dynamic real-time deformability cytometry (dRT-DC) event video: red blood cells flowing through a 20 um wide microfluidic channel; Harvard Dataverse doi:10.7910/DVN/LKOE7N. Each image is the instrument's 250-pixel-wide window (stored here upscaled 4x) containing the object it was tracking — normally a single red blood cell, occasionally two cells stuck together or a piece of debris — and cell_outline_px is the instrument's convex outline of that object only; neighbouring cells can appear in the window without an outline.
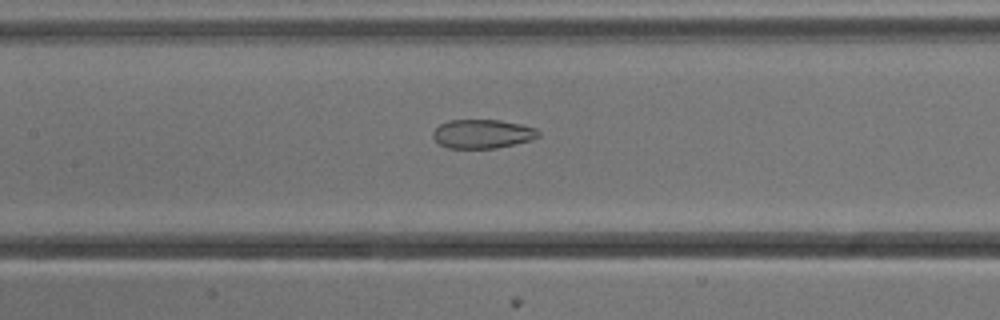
{"species": "common noctule bat (a hibernating species)", "species_latin": "Nyctalus noctula", "temperature_condition": "cold", "stored_images_in_passage": 54, "camera_frame_rate_fps": 3000, "um_per_image_px": 0.085, "animal": {"sex": "male", "body_mass_g": 13.3}, "frame": {"image": 1, "passage_image": 25, "time_ms": 8.0, "image_size_px": [1000, 320], "cell_outline_px": [[540, 136], [532, 140], [496, 148], [448, 148], [440, 144], [432, 136], [432, 132], [440, 124], [448, 120], [500, 120], [520, 124], [536, 128], [540, 132]], "centroid_in_image_um": [41.02, 11.37], "position_along_channel_um": 166.4, "area_um2": 17.8}}
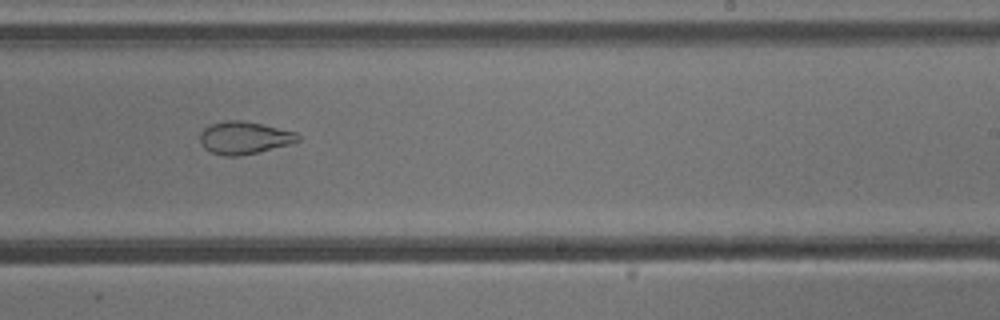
{"frame": {"image": 2, "passage_image": 33, "time_ms": 10.667, "image_size_px": [1000, 320], "cell_outline_px": [[300, 140], [288, 144], [240, 156], [224, 156], [212, 152], [204, 148], [200, 144], [200, 132], [204, 128], [212, 124], [224, 120], [240, 120], [264, 124], [296, 132], [300, 136]], "centroid_in_image_um": [20.73, 11.7], "position_along_channel_um": 268.3, "area_um2": 18.5}}
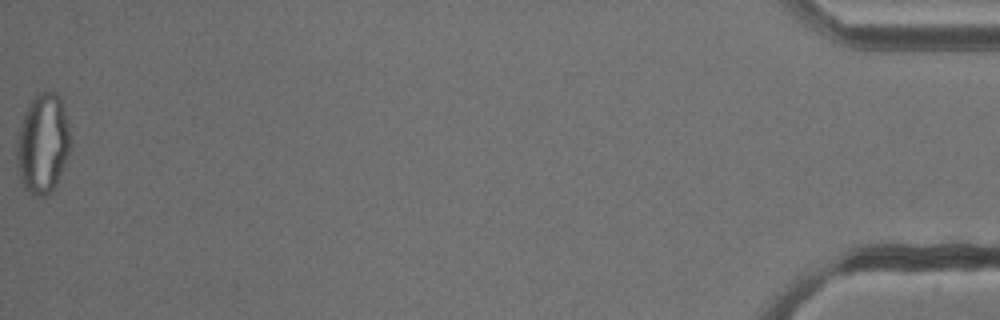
{"frame": {"image": 3, "passage_image": 54, "time_ms": 17.667, "image_size_px": [1000, 320], "cell_outline_px": [[68, 152], [64, 164], [56, 184], [44, 196], [32, 196], [24, 188], [20, 180], [16, 160], [16, 144], [24, 112], [32, 96], [36, 92], [56, 92], [60, 96], [64, 108], [68, 124]], "centroid_in_image_um": [3.59, 12.18], "position_along_channel_um": 431.6, "area_um2": 30.98}, "authors_computed_cell_mechanics": {"area_um2": 25.4898, "velocity_mm_per_s": 3.8478, "shape_relaxation_time_tau1_ms": null, "shape_relaxation_time_tau2_ms": 2.0316, "deformation_change_tau1": null, "deformation_change_tau2": 0.0798}}